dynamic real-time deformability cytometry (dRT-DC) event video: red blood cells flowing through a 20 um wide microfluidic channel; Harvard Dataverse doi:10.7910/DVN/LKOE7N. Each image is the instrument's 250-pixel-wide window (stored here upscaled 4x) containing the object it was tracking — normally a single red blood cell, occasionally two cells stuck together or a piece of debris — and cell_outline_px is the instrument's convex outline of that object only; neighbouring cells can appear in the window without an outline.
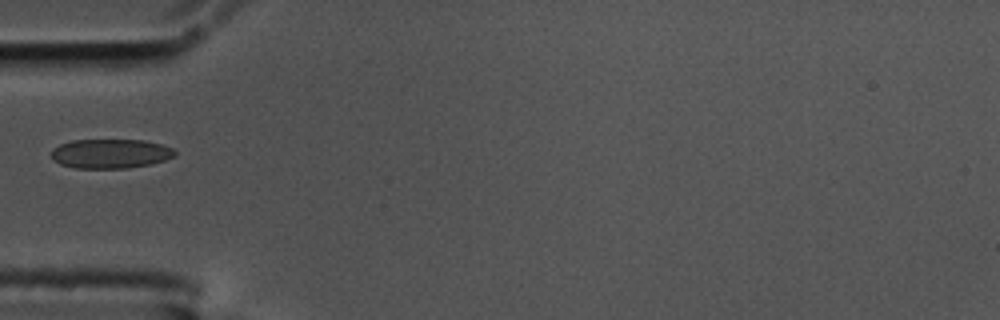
{"species": "common noctule bat (a hibernating species)", "species_latin": "Nyctalus noctula", "temperature_condition": "cold", "stored_images_in_passage": 39, "camera_frame_rate_fps": 3000, "um_per_image_px": 0.085, "animal": {"sex": "male", "body_mass_g": 17.5, "forearm_length_mm": 52.3}, "frame": {"image": 1, "passage_image": 1, "time_ms": 0.0, "image_size_px": [1000, 320], "cell_outline_px": [[176, 156], [152, 164], [128, 168], [76, 168], [60, 164], [52, 160], [52, 148], [60, 144], [72, 140], [144, 140], [160, 144], [172, 148], [176, 152]], "centroid_in_image_um": [9.38, 13.06], "position_along_channel_um": 75.6, "area_um2": 21.21}}
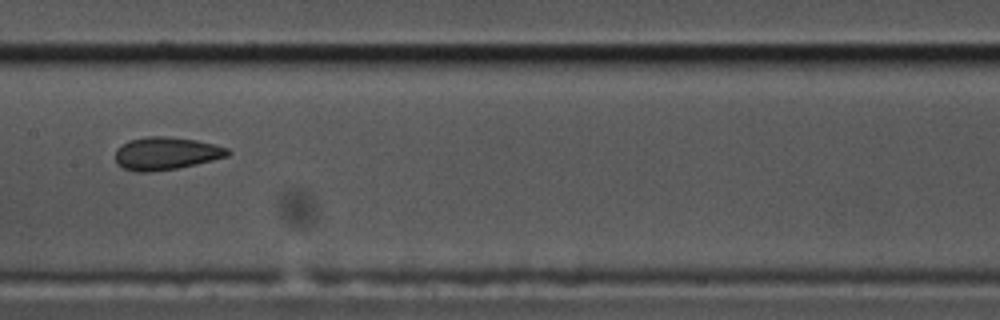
{"frame": {"image": 2, "passage_image": 11, "time_ms": 3.333, "image_size_px": [1000, 320], "cell_outline_px": [[232, 152], [228, 156], [196, 164], [176, 168], [152, 172], [136, 172], [124, 168], [116, 164], [116, 148], [128, 140], [144, 136], [164, 136], [196, 140], [228, 148]], "centroid_in_image_um": [14.08, 13.04], "position_along_channel_um": 193.3, "area_um2": 21.5}}
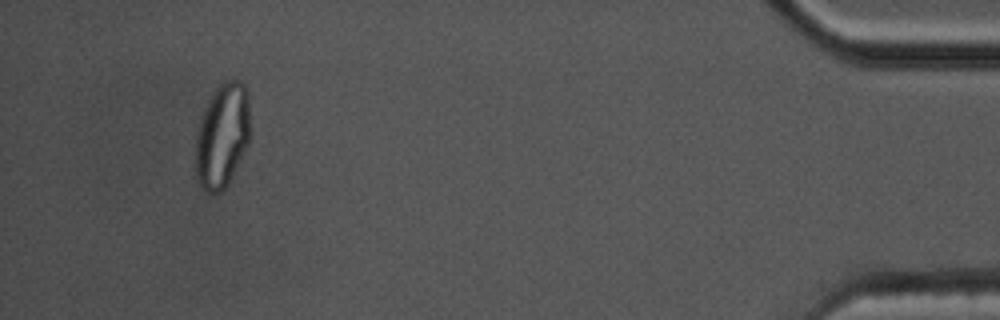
{"frame": {"image": 3, "passage_image": 36, "time_ms": 11.667, "image_size_px": [1000, 320], "cell_outline_px": [[248, 144], [228, 184], [220, 192], [208, 192], [196, 180], [196, 136], [200, 120], [204, 108], [212, 92], [224, 80], [232, 76], [240, 80], [244, 84], [248, 92]], "centroid_in_image_um": [18.88, 11.47], "position_along_channel_um": 416.3, "area_um2": 33.18}}